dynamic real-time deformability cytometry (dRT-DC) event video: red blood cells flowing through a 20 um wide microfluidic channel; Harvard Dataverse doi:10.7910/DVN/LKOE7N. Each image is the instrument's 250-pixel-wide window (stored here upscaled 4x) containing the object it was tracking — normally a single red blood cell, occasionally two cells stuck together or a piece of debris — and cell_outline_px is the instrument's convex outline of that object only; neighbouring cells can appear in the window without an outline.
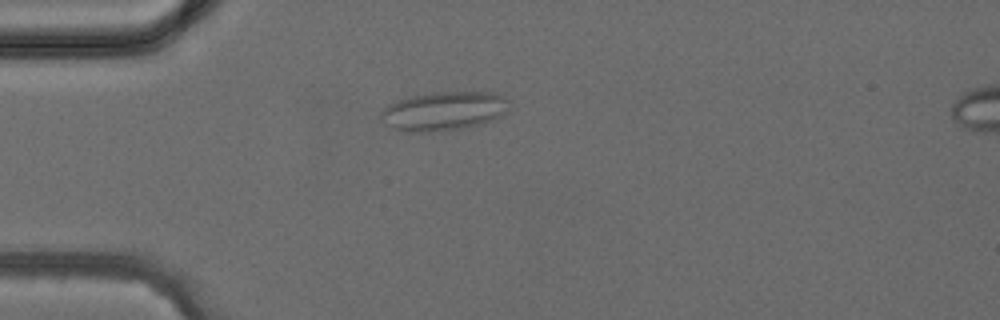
{"species": "common noctule bat (a hibernating species)", "species_latin": "Nyctalus noctula", "temperature_condition": "cold", "stored_images_in_passage": 32, "camera_frame_rate_fps": 3000, "um_per_image_px": 0.085, "animal": {"sex": "female", "body_mass_g": 24.6, "forearm_length_mm": 56.2}, "frame": {"image": 1, "passage_image": 1, "time_ms": 0.0, "image_size_px": [1000, 320], "cell_outline_px": [[508, 100], [504, 112], [500, 116], [492, 120], [460, 128], [428, 132], [400, 132], [384, 124], [380, 120], [380, 112], [388, 104], [396, 100], [408, 96], [432, 92], [496, 92], [504, 96]], "centroid_in_image_um": [37.62, 9.43], "position_along_channel_um": 47.4, "area_um2": 29.19}}
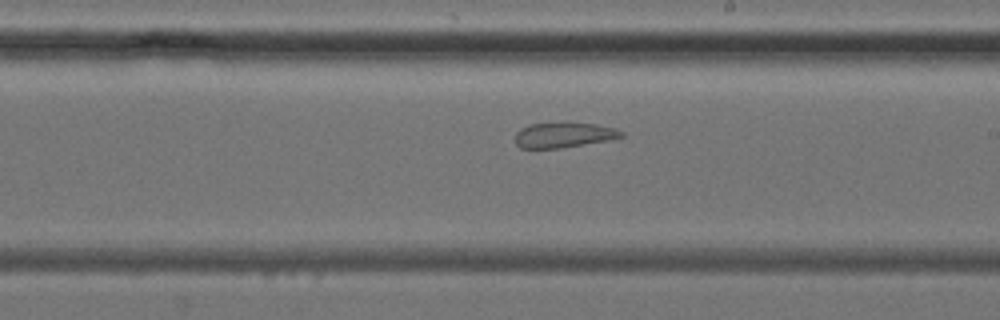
{"frame": {"image": 2, "passage_image": 14, "time_ms": 4.333, "image_size_px": [1000, 320], "cell_outline_px": [[624, 136], [612, 140], [560, 148], [520, 148], [516, 144], [516, 132], [520, 128], [528, 124], [564, 120], [568, 120], [596, 124], [612, 128], [624, 132]], "centroid_in_image_um": [47.92, 11.43], "position_along_channel_um": 241.1, "area_um2": 16.3}}
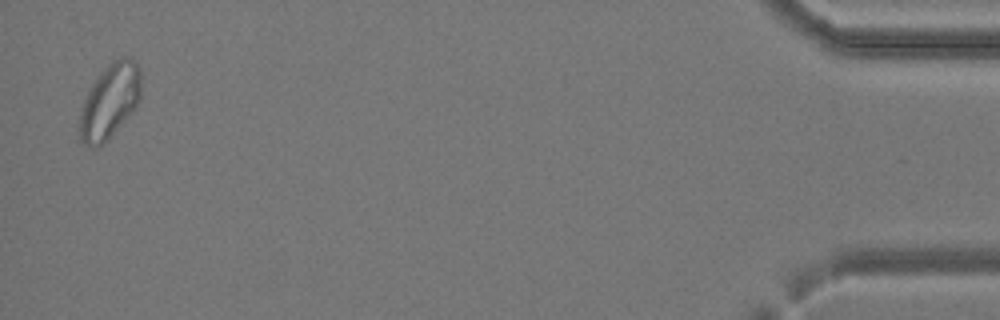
{"frame": {"image": 3, "passage_image": 31, "time_ms": 10.0, "image_size_px": [1000, 320], "cell_outline_px": [[140, 100], [132, 112], [108, 140], [92, 148], [88, 148], [80, 140], [80, 112], [84, 100], [92, 84], [108, 64], [112, 60], [124, 56], [128, 56], [140, 68]], "centroid_in_image_um": [9.33, 8.61], "position_along_channel_um": 425.9, "area_um2": 26.47}}